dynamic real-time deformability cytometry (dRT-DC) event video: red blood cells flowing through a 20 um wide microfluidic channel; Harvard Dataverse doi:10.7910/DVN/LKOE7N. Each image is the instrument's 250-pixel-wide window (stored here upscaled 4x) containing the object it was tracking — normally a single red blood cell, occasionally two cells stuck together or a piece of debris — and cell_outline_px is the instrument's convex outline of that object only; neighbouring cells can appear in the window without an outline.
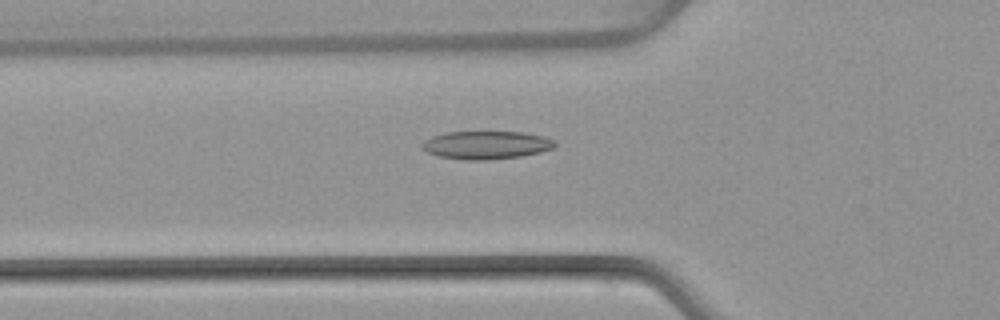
{"species": "common noctule bat (a hibernating species)", "species_latin": "Nyctalus noctula", "temperature_condition": "warm", "stored_images_in_passage": 51, "camera_frame_rate_fps": 3000, "um_per_image_px": 0.085, "animal": {"sex": "female", "body_mass_g": 22.7, "forearm_length_mm": 54.2}, "frame": {"image": 1, "passage_image": 18, "time_ms": 5.667, "image_size_px": [1000, 320], "cell_outline_px": [[556, 144], [552, 148], [540, 152], [520, 156], [488, 160], [464, 160], [440, 156], [428, 152], [420, 148], [420, 144], [424, 140], [432, 136], [448, 132], [524, 132], [544, 136], [552, 140]], "centroid_in_image_um": [41.29, 12.32], "position_along_channel_um": 84.5, "area_um2": 21.68}}
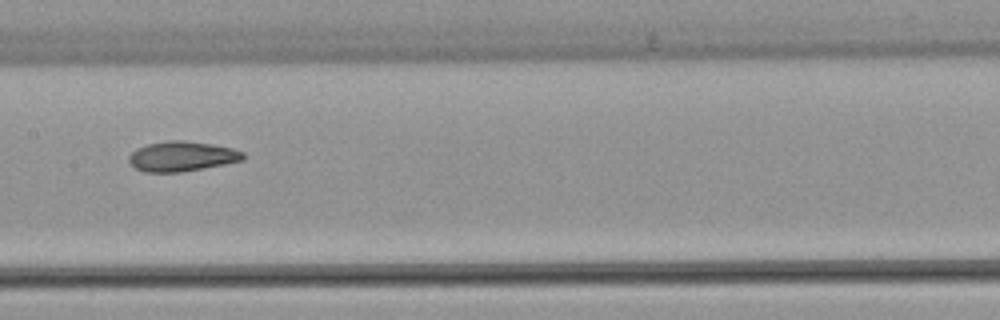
{"frame": {"image": 2, "passage_image": 26, "time_ms": 8.333, "image_size_px": [1000, 320], "cell_outline_px": [[244, 160], [224, 164], [180, 172], [144, 172], [136, 168], [128, 160], [128, 156], [136, 148], [148, 144], [168, 140], [184, 140], [212, 144], [232, 148], [244, 152]], "centroid_in_image_um": [15.45, 13.28], "position_along_channel_um": 191.9, "area_um2": 19.88}}
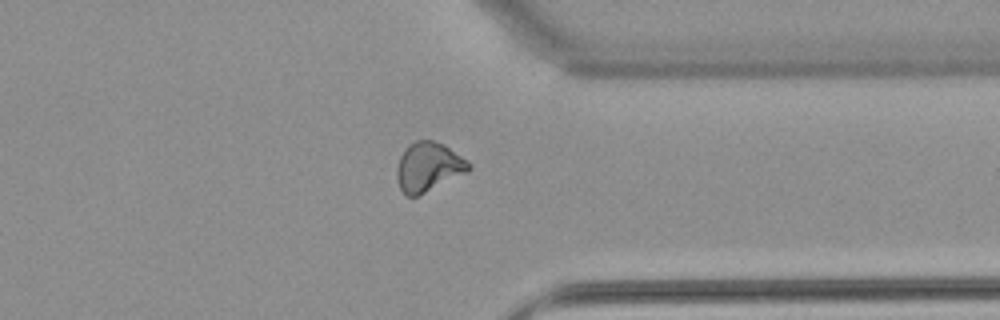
{"frame": {"image": 3, "passage_image": 40, "time_ms": 13.0, "image_size_px": [1000, 320], "cell_outline_px": [[472, 168], [468, 172], [416, 196], [404, 196], [400, 188], [396, 176], [396, 168], [400, 156], [408, 144], [416, 140], [432, 140], [444, 144], [468, 160], [472, 164]], "centroid_in_image_um": [36.42, 14.17], "position_along_channel_um": 375.0, "area_um2": 20.75}, "authors_computed_cell_mechanics": {"area_um2": 20.4612, "velocity_mm_per_s": 4.0008, "shape_relaxation_time_tau1_ms": 11.1662, "shape_relaxation_time_tau2_ms": 2.3847, "deformation_change_tau1": 0.2472, "deformation_change_tau2": 0.0692}}